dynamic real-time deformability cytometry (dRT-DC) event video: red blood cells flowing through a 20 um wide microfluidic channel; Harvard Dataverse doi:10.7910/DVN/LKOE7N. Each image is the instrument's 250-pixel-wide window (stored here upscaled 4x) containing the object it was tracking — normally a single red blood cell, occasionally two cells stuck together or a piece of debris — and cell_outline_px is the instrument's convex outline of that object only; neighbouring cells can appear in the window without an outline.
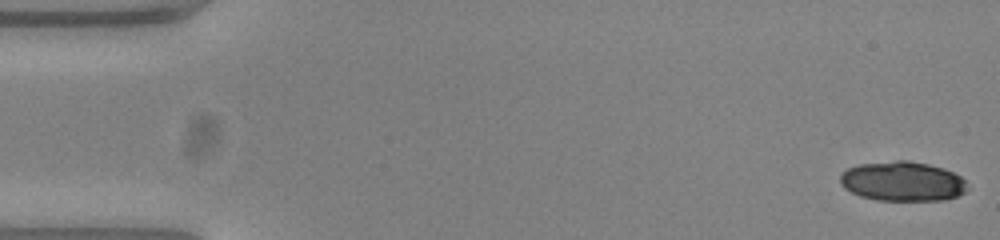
{"species": "common noctule bat (a hibernating species)", "species_latin": "Nyctalus noctula", "temperature_condition": "warm", "stored_images_in_passage": 23, "camera_frame_rate_fps": 3000, "um_per_image_px": 0.085, "animal": {"sex": "female", "body_mass_g": 23.0, "forearm_length_mm": 53.4}, "frame": {"image": 1, "passage_image": 1, "time_ms": 0.0, "image_size_px": [1000, 240], "cell_outline_px": [[968, 188], [964, 192], [956, 196], [944, 200], [880, 200], [860, 196], [844, 188], [840, 184], [840, 176], [848, 168], [860, 164], [896, 160], [908, 160], [928, 164], [944, 168], [960, 176], [964, 180]], "centroid_in_image_um": [76.71, 15.41], "position_along_channel_um": 8.3, "area_um2": 29.25}}